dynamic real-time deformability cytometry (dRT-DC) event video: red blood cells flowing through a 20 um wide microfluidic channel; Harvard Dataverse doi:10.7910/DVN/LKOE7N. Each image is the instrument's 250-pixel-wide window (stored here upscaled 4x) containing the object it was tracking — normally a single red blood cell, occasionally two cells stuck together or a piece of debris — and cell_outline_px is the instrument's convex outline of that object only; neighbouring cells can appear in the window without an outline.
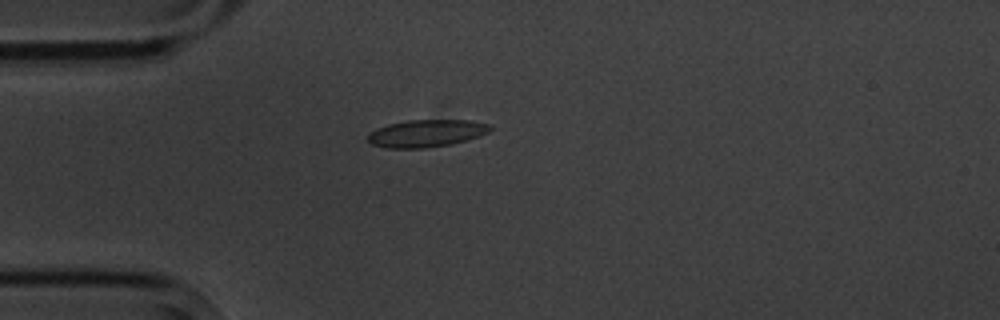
{"species": "common noctule bat (a hibernating species)", "species_latin": "Nyctalus noctula", "temperature_condition": "cold", "stored_images_in_passage": 9, "camera_frame_rate_fps": 3000, "um_per_image_px": 0.085, "animal": {"sex": "male", "body_mass_g": 20.1, "forearm_length_mm": 53.5}, "frame": {"image": 1, "passage_image": 4, "time_ms": 3.667, "image_size_px": [1000, 320], "cell_outline_px": [[492, 128], [488, 132], [480, 136], [452, 144], [424, 148], [388, 148], [372, 144], [368, 140], [368, 132], [376, 128], [388, 124], [408, 120], [472, 120], [488, 124]], "centroid_in_image_um": [36.23, 11.33], "position_along_channel_um": 48.8, "area_um2": 19.54}}
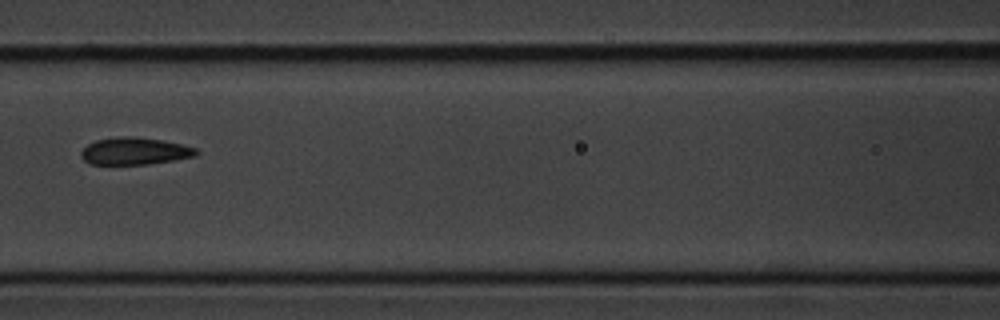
{"frame": {"image": 2, "passage_image": 7, "time_ms": 7.0, "image_size_px": [1000, 320], "cell_outline_px": [[200, 152], [196, 156], [176, 160], [148, 164], [88, 164], [80, 156], [80, 152], [88, 144], [96, 140], [120, 136], [132, 136], [164, 140], [196, 148]], "centroid_in_image_um": [11.46, 12.84], "position_along_channel_um": 155.1, "area_um2": 18.38}}
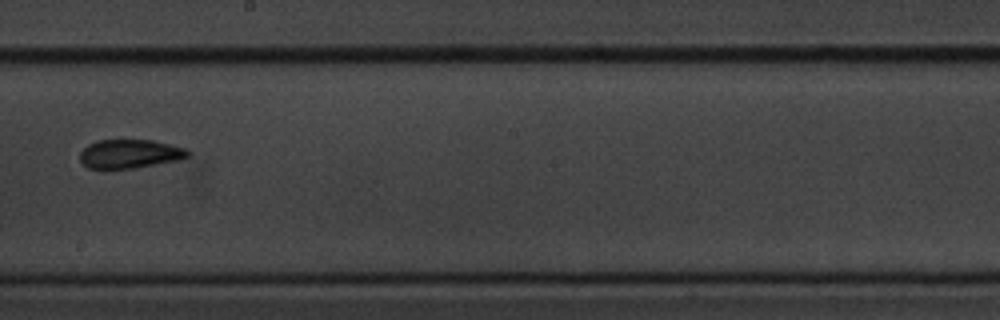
{"frame": {"image": 3, "passage_image": 9, "time_ms": 9.333, "image_size_px": [1000, 320], "cell_outline_px": [[192, 152], [188, 156], [180, 160], [136, 168], [88, 168], [80, 160], [80, 152], [88, 144], [96, 140], [152, 140], [188, 148]], "centroid_in_image_um": [11.08, 13.07], "position_along_channel_um": 237.1, "area_um2": 18.26}}